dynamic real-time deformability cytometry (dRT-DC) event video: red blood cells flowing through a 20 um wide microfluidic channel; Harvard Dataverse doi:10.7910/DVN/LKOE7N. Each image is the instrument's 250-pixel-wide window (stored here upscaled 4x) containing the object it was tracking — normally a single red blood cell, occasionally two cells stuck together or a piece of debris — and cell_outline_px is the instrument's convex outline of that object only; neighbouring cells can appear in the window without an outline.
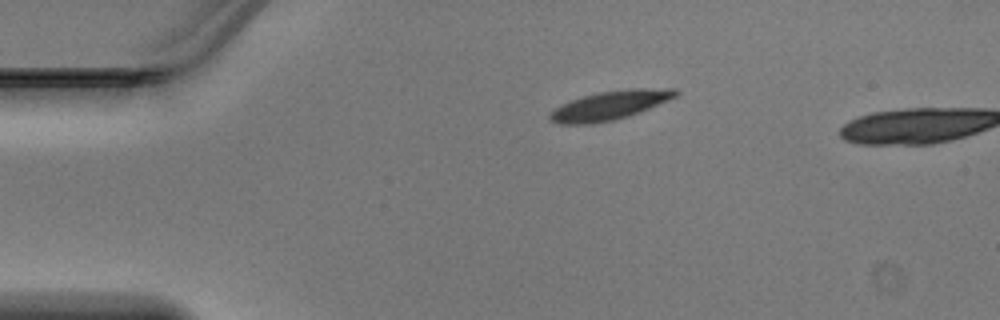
{"species": "Egyptian fruit bat (a non-hibernating species)", "species_latin": "Rousettus aegyptiacus", "temperature_condition": "warm", "stored_images_in_passage": 2, "camera_frame_rate_fps": 3000, "um_per_image_px": 0.085, "animal": {"sex": "male"}, "frame": {"image": 1, "passage_image": 1, "time_ms": 0.0, "image_size_px": [1000, 320], "cell_outline_px": [[680, 92], [676, 96], [668, 100], [640, 112], [628, 116], [612, 120], [588, 124], [560, 124], [552, 120], [548, 116], [556, 108], [572, 100], [584, 96], [600, 92], [632, 88], [676, 88]], "centroid_in_image_um": [51.9, 8.94], "position_along_channel_um": 33.1, "area_um2": 20.81}}